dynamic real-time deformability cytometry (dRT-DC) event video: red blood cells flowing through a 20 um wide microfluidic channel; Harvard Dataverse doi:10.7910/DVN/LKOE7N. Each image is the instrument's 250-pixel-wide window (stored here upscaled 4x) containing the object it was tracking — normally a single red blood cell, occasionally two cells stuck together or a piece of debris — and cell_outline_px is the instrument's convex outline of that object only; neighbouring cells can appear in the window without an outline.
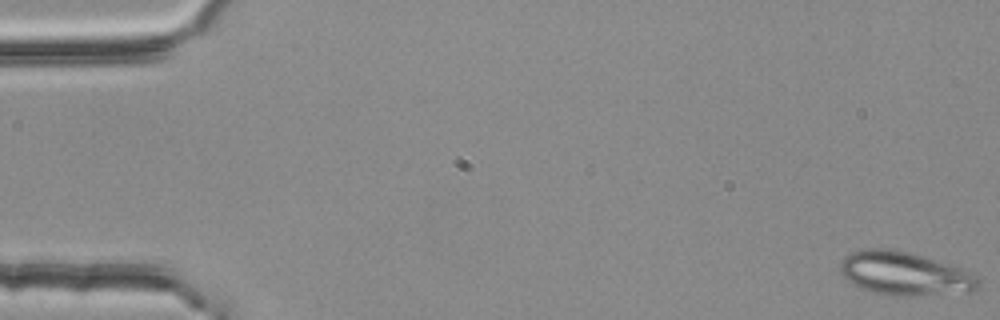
{"species": "common noctule bat (a hibernating species)", "species_latin": "Nyctalus noctula", "temperature_condition": "room temperature", "stored_images_in_passage": 5, "camera_frame_rate_fps": 3000, "um_per_image_px": 0.085, "animal": {"sex": "female", "body_mass_g": 25.1}, "frame": {"image": 1, "passage_image": 1, "time_ms": 0.0, "image_size_px": [1000, 320], "cell_outline_px": [[980, 284], [976, 292], [920, 296], [892, 296], [872, 292], [860, 288], [848, 280], [840, 272], [840, 264], [844, 256], [852, 252], [864, 248], [892, 248], [924, 256], [964, 268], [972, 272], [980, 280]], "centroid_in_image_um": [76.96, 23.27], "position_along_channel_um": 8.0, "area_um2": 35.78}}